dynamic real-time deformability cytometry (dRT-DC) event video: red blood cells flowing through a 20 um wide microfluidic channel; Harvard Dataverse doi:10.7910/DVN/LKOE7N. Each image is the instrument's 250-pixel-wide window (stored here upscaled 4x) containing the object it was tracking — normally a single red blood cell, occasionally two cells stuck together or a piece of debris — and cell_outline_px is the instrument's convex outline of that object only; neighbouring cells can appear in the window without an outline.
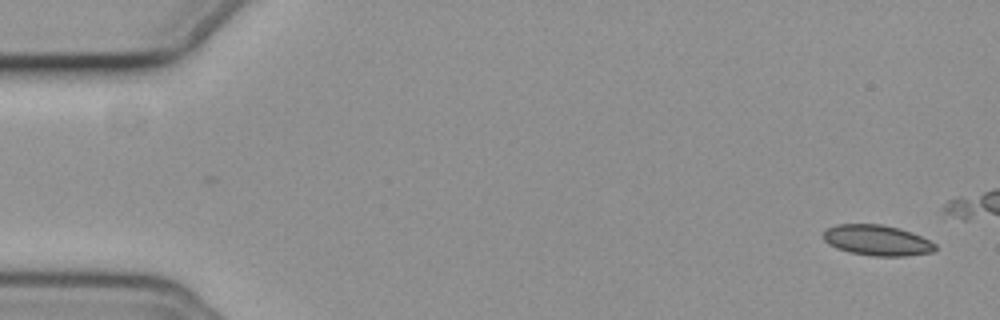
{"species": "common noctule bat (a hibernating species)", "species_latin": "Nyctalus noctula", "temperature_condition": "cold", "stored_images_in_passage": 15, "camera_frame_rate_fps": 3000, "um_per_image_px": 0.085, "animal": {"sex": "female", "body_mass_g": 19.3, "forearm_length_mm": 54.1}, "frame": {"image": 1, "passage_image": 1, "time_ms": 0.0, "image_size_px": [1000, 320], "cell_outline_px": [[936, 248], [932, 252], [904, 256], [872, 256], [848, 252], [836, 248], [828, 244], [824, 240], [824, 232], [828, 228], [836, 224], [880, 224], [912, 232], [936, 244]], "centroid_in_image_um": [74.53, 20.43], "position_along_channel_um": 10.5, "area_um2": 19.83}}